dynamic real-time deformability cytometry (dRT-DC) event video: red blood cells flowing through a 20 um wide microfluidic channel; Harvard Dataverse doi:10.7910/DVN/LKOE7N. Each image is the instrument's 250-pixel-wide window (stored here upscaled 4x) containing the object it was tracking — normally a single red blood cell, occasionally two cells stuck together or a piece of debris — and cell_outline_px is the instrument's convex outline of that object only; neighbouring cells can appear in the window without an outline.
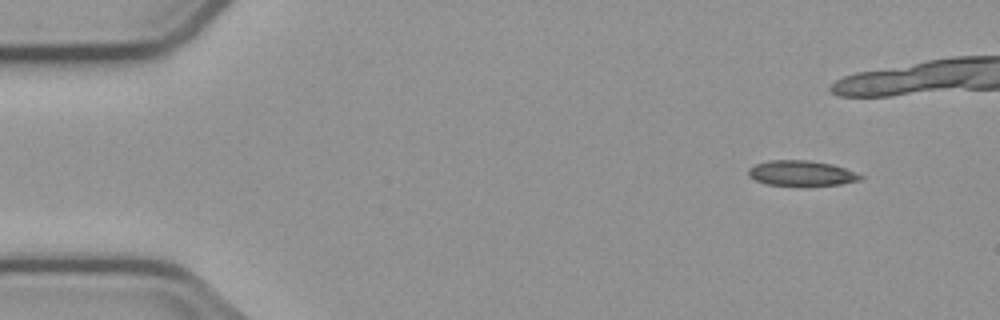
{"species": "common noctule bat (a hibernating species)", "species_latin": "Nyctalus noctula", "temperature_condition": "cold", "stored_images_in_passage": 5, "camera_frame_rate_fps": 3000, "um_per_image_px": 0.085, "animal": {"sex": "male", "body_mass_g": 23.1, "forearm_length_mm": 52.7}, "frame": {"image": 1, "passage_image": 1, "time_ms": 0.0, "image_size_px": [1000, 320], "cell_outline_px": [[864, 176], [860, 180], [840, 184], [804, 188], [768, 184], [756, 180], [748, 176], [748, 168], [756, 164], [768, 160], [808, 160], [832, 164], [844, 168]], "centroid_in_image_um": [68.11, 14.76], "position_along_channel_um": 16.9, "area_um2": 17.05}}